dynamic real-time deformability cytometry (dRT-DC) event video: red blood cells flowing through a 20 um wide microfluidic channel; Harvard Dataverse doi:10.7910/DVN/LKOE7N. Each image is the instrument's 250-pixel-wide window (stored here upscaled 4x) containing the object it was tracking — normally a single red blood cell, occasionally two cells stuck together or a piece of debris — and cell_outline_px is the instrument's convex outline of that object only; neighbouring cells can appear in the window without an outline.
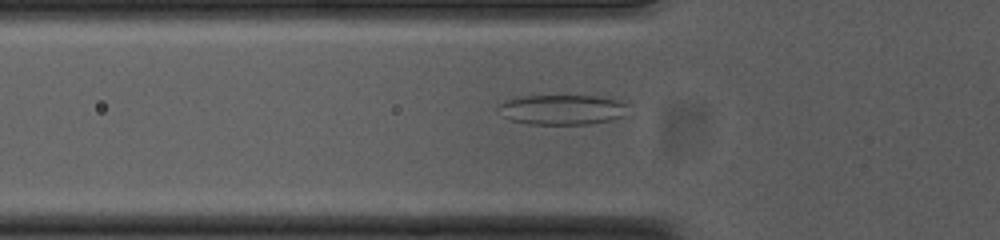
{"species": "common noctule bat (a hibernating species)", "species_latin": "Nyctalus noctula", "temperature_condition": "cold", "stored_images_in_passage": 24, "camera_frame_rate_fps": 3000, "um_per_image_px": 0.085, "animal": {"sex": "female", "body_mass_g": 23.0, "forearm_length_mm": 53.4}, "frame": {"image": 1, "passage_image": 17, "time_ms": 5.333, "image_size_px": [1000, 240], "cell_outline_px": [[628, 104], [624, 116], [612, 120], [588, 124], [528, 124], [508, 120], [500, 116], [496, 112], [496, 108], [500, 104], [508, 100], [520, 96], [600, 96], [616, 100]], "centroid_in_image_um": [47.72, 9.33], "position_along_channel_um": 78.1, "area_um2": 22.95}}
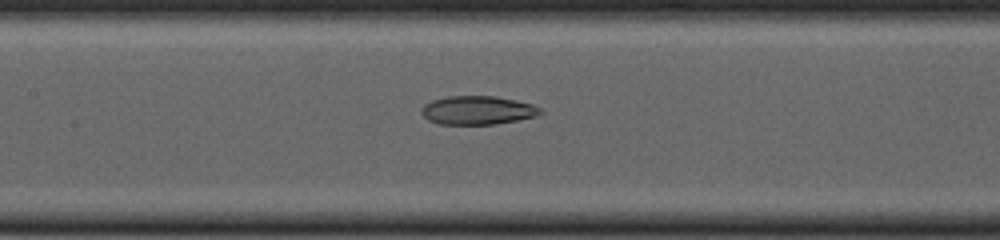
{"frame": {"image": 2, "passage_image": 24, "time_ms": 7.667, "image_size_px": [1000, 240], "cell_outline_px": [[544, 112], [536, 116], [516, 120], [492, 124], [440, 124], [428, 120], [420, 112], [420, 108], [424, 104], [432, 100], [448, 96], [496, 96], [516, 100], [532, 104], [540, 108]], "centroid_in_image_um": [40.57, 9.36], "position_along_channel_um": 166.8, "area_um2": 19.83}}